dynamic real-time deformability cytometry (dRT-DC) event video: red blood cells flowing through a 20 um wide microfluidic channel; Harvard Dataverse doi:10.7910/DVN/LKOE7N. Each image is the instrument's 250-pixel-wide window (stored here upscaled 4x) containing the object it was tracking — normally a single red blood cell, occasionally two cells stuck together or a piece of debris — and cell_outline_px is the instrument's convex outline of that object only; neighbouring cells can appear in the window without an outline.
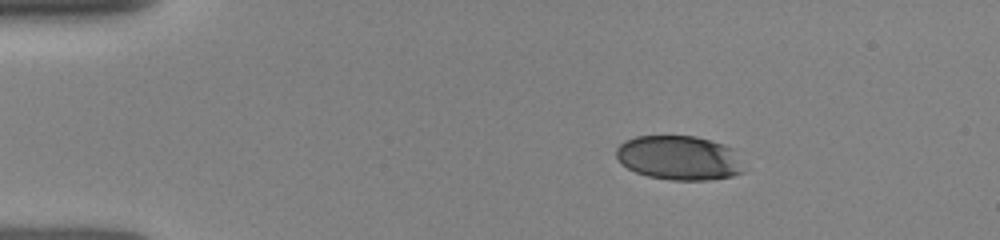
{"species": "human", "species_latin": "Homo sapiens", "temperature_condition": "room temperature", "stored_images_in_passage": 25, "camera_frame_rate_fps": 3000, "um_per_image_px": 0.085, "donor": {"sex": "female"}, "frame": {"image": 1, "passage_image": 4, "time_ms": 2.0, "image_size_px": [1000, 240], "cell_outline_px": [[744, 172], [732, 176], [708, 180], [668, 180], [648, 176], [636, 172], [620, 164], [616, 156], [616, 148], [624, 140], [636, 136], [696, 136], [724, 144], [732, 148]], "centroid_in_image_um": [57.67, 13.42], "position_along_channel_um": 27.3, "area_um2": 32.95}}
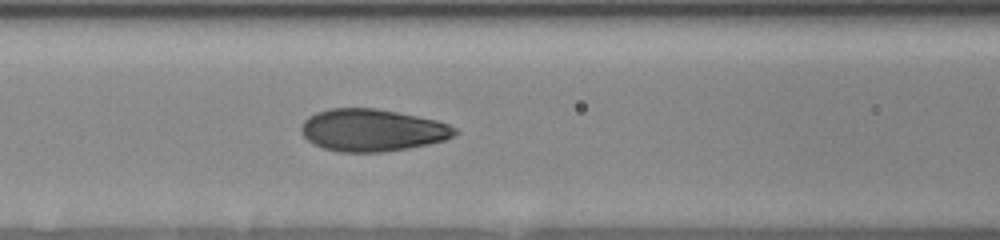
{"frame": {"image": 2, "passage_image": 19, "time_ms": 6.333, "image_size_px": [1000, 240], "cell_outline_px": [[460, 132], [444, 140], [428, 144], [408, 148], [380, 152], [340, 152], [324, 148], [312, 144], [300, 132], [300, 128], [304, 120], [308, 116], [316, 112], [332, 108], [376, 108], [436, 120], [448, 124], [456, 128]], "centroid_in_image_um": [31.61, 11.06], "position_along_channel_um": 135.0, "area_um2": 37.8}}
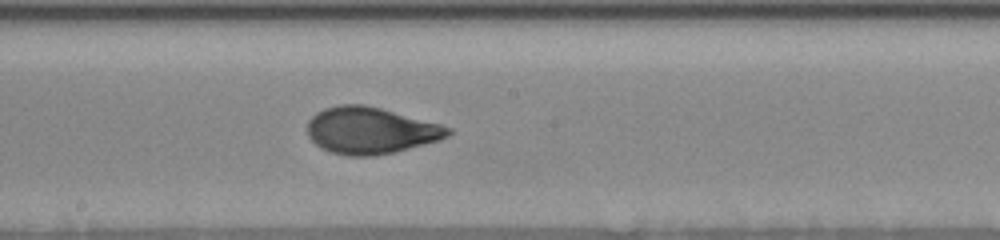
{"frame": {"image": 3, "passage_image": 25, "time_ms": 8.333, "image_size_px": [1000, 240], "cell_outline_px": [[452, 132], [448, 136], [440, 140], [396, 152], [372, 156], [348, 156], [332, 152], [320, 148], [308, 136], [308, 120], [316, 112], [324, 108], [340, 104], [364, 104], [380, 108], [440, 124], [452, 128]], "centroid_in_image_um": [31.49, 11.1], "position_along_channel_um": 216.7, "area_um2": 38.32}}